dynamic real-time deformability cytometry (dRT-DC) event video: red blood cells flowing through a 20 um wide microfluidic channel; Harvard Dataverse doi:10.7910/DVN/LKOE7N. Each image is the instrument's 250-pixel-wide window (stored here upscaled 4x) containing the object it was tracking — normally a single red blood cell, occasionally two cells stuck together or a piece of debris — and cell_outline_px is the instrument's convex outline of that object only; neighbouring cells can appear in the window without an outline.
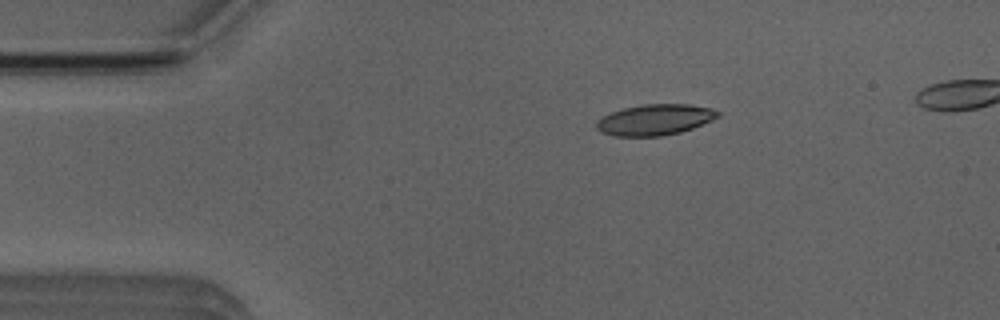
{"species": "Egyptian fruit bat (a non-hibernating species)", "species_latin": "Rousettus aegyptiacus", "temperature_condition": "room temperature", "stored_images_in_passage": 5, "camera_frame_rate_fps": 3000, "um_per_image_px": 0.085, "animal": {"sex": "male"}, "frame": {"image": 1, "passage_image": 2, "time_ms": 2.0, "image_size_px": [1000, 320], "cell_outline_px": [[720, 116], [712, 120], [692, 128], [680, 132], [660, 136], [616, 136], [604, 132], [596, 128], [596, 124], [604, 116], [612, 112], [624, 108], [644, 104], [688, 104], [712, 108], [720, 112]], "centroid_in_image_um": [55.72, 10.17], "position_along_channel_um": 29.3, "area_um2": 21.56}}